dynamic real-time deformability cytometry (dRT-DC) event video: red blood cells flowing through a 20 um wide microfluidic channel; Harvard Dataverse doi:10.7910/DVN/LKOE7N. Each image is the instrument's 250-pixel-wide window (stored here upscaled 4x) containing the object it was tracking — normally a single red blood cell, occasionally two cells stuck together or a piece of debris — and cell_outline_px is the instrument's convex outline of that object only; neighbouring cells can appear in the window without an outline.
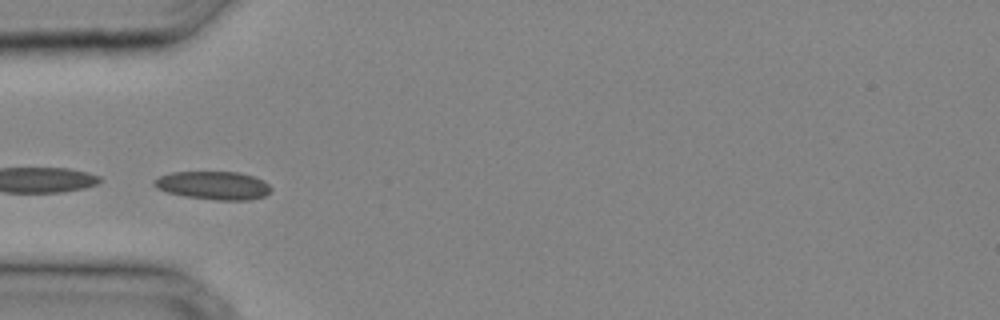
{"species": "common noctule bat (a hibernating species)", "species_latin": "Nyctalus noctula", "temperature_condition": "cold", "stored_images_in_passage": 24, "camera_frame_rate_fps": 3000, "um_per_image_px": 0.085, "animal": {"sex": "male", "body_mass_g": 20.4}, "frame": {"image": 1, "passage_image": 1, "time_ms": 0.0, "image_size_px": [1000, 320], "cell_outline_px": [[272, 188], [264, 196], [248, 200], [216, 200], [184, 196], [168, 192], [156, 188], [152, 184], [152, 180], [160, 176], [172, 172], [240, 172], [264, 180]], "centroid_in_image_um": [18.12, 15.76], "position_along_channel_um": 66.9, "area_um2": 19.25}}
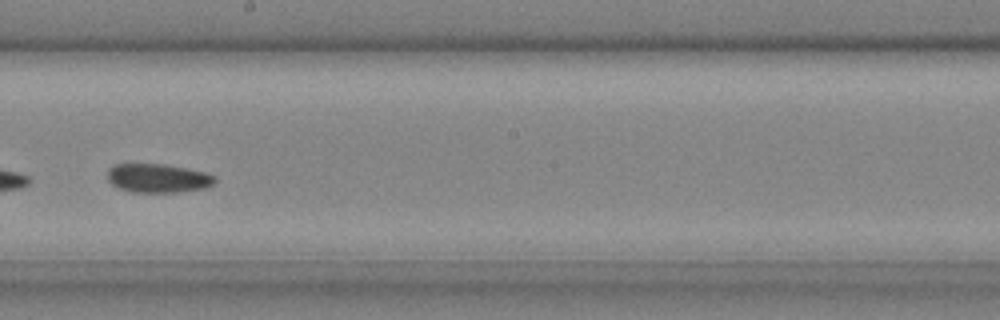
{"frame": {"image": 2, "passage_image": 10, "time_ms": 3.0, "image_size_px": [1000, 320], "cell_outline_px": [[216, 180], [212, 184], [204, 188], [176, 192], [128, 192], [112, 184], [108, 180], [108, 168], [112, 164], [164, 164], [204, 172], [216, 176]], "centroid_in_image_um": [13.39, 15.14], "position_along_channel_um": 234.8, "area_um2": 17.98}}